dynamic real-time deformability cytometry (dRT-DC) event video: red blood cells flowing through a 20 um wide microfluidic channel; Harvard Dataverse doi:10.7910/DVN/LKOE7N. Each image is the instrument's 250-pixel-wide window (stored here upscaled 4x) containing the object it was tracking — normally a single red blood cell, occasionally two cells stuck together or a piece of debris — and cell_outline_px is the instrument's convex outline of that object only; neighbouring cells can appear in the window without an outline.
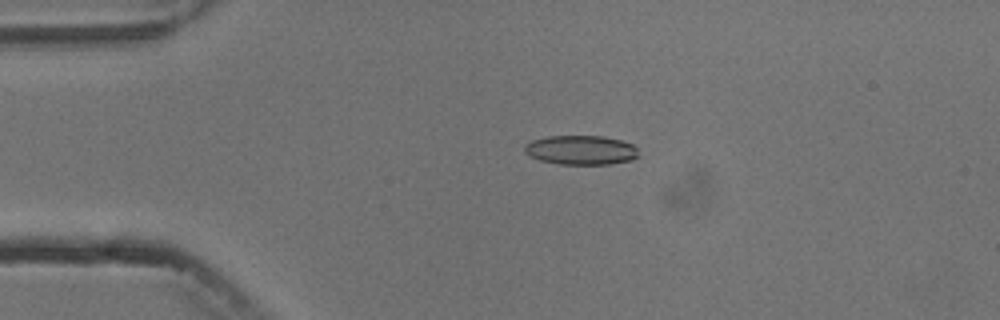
{"species": "common noctule bat (a hibernating species)", "species_latin": "Nyctalus noctula", "temperature_condition": "cold", "stored_images_in_passage": 5, "camera_frame_rate_fps": 3000, "um_per_image_px": 0.085, "animal": {"sex": "male", "body_mass_g": 13.3}, "frame": {"image": 1, "passage_image": 4, "time_ms": 3.333, "image_size_px": [1000, 320], "cell_outline_px": [[636, 156], [632, 160], [608, 164], [560, 164], [540, 160], [524, 152], [524, 144], [532, 140], [548, 136], [604, 136], [620, 140], [632, 144], [636, 148]], "centroid_in_image_um": [49.35, 12.75], "position_along_channel_um": 35.7, "area_um2": 19.31}}